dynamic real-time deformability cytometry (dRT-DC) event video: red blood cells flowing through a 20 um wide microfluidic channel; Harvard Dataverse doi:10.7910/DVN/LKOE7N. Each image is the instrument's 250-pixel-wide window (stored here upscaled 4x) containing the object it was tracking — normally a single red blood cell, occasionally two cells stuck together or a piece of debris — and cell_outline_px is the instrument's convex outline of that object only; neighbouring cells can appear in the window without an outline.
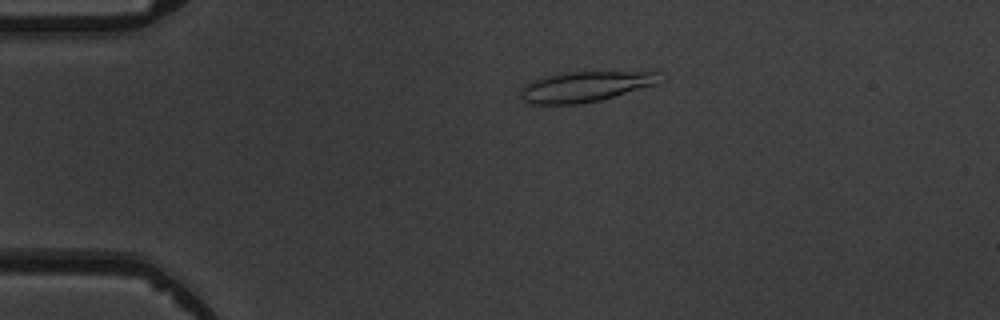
{"species": "common noctule bat (a hibernating species)", "species_latin": "Nyctalus noctula", "temperature_condition": "warm", "stored_images_in_passage": 5, "camera_frame_rate_fps": 3000, "um_per_image_px": 0.085, "animal": {"sex": "male", "body_mass_g": 19.5, "forearm_length_mm": 54.6}, "frame": {"image": 1, "passage_image": 4, "time_ms": 3.333, "image_size_px": [1000, 320], "cell_outline_px": [[664, 80], [656, 84], [600, 100], [580, 104], [532, 104], [524, 100], [520, 88], [524, 84], [532, 80], [544, 76], [568, 72], [664, 72]], "centroid_in_image_um": [49.78, 7.35], "position_along_channel_um": 35.2, "area_um2": 24.62}}